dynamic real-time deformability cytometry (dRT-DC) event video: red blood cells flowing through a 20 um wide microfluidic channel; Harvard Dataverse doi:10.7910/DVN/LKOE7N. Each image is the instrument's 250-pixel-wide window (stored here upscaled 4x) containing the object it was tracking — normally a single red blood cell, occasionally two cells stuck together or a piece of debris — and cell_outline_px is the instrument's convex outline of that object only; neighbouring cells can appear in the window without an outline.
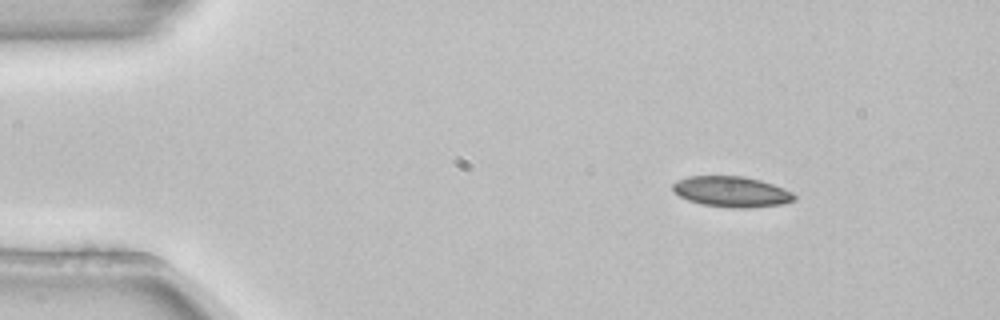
{"species": "common noctule bat (a hibernating species)", "species_latin": "Nyctalus noctula", "temperature_condition": "room temperature", "stored_images_in_passage": 3, "camera_frame_rate_fps": 3000, "um_per_image_px": 0.085, "animal": {"sex": "female", "body_mass_g": 22.7, "forearm_length_mm": 54.2}, "frame": {"image": 1, "passage_image": 1, "time_ms": 0.0, "image_size_px": [1000, 320], "cell_outline_px": [[796, 200], [780, 204], [744, 208], [732, 208], [700, 204], [688, 200], [680, 196], [672, 188], [672, 184], [676, 180], [688, 176], [744, 176], [760, 180], [784, 188], [792, 192], [796, 196]], "centroid_in_image_um": [62.17, 16.29], "position_along_channel_um": 22.8, "area_um2": 21.68}}
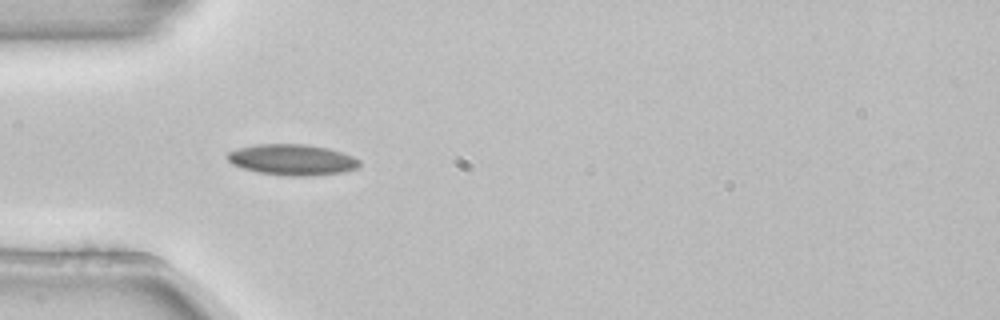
{"frame": {"image": 2, "passage_image": 3, "time_ms": 0.667, "image_size_px": [1000, 320], "cell_outline_px": [[360, 164], [356, 168], [340, 172], [308, 176], [292, 176], [260, 172], [244, 168], [232, 164], [228, 160], [228, 152], [236, 148], [256, 144], [308, 144], [328, 148], [352, 156], [360, 160]], "centroid_in_image_um": [24.82, 13.56], "position_along_channel_um": 60.2, "area_um2": 23.52}}